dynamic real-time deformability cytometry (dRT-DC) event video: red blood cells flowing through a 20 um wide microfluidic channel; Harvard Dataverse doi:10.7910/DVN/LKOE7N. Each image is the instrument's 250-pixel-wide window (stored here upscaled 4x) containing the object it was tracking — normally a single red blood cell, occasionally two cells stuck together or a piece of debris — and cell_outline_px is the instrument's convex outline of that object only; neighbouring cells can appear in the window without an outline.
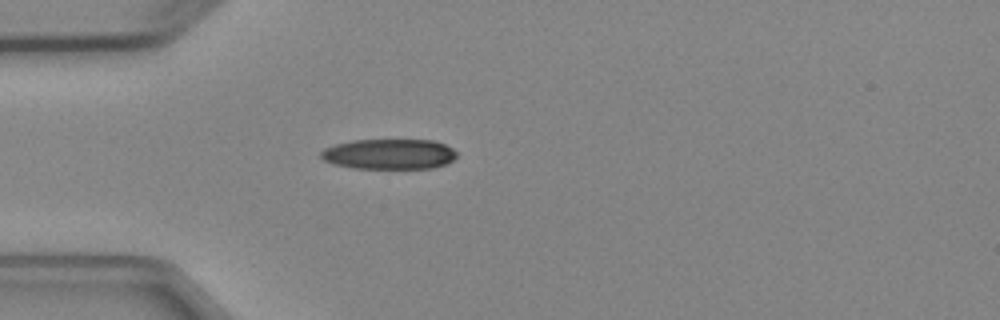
{"species": "Egyptian fruit bat (a non-hibernating species)", "species_latin": "Rousettus aegyptiacus", "temperature_condition": "cold", "stored_images_in_passage": 5, "camera_frame_rate_fps": 3000, "um_per_image_px": 0.085, "animal": {"sex": "female"}, "frame": {"image": 1, "passage_image": 5, "time_ms": 4.667, "image_size_px": [1000, 320], "cell_outline_px": [[456, 156], [452, 160], [444, 164], [432, 168], [356, 168], [332, 164], [324, 160], [320, 156], [320, 152], [324, 148], [336, 144], [352, 140], [432, 140], [444, 144], [452, 148], [456, 152]], "centroid_in_image_um": [33.05, 13.09], "position_along_channel_um": 52.0, "area_um2": 23.87}}